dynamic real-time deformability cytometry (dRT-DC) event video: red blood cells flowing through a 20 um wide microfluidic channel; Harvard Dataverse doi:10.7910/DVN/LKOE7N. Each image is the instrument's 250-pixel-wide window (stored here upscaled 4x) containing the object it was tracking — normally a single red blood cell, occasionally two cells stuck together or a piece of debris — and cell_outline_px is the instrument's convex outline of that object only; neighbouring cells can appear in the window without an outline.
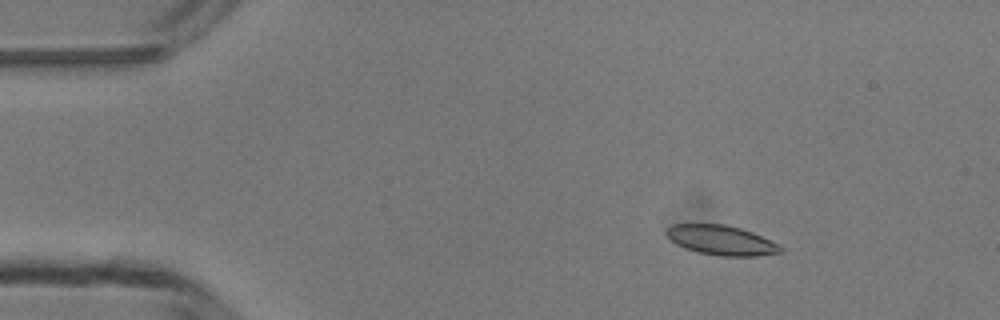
{"species": "common noctule bat (a hibernating species)", "species_latin": "Nyctalus noctula", "temperature_condition": "room temperature", "stored_images_in_passage": 43, "camera_frame_rate_fps": 3000, "um_per_image_px": 0.085, "animal": {"sex": "male", "body_mass_g": 13.3}, "frame": {"image": 1, "passage_image": 1, "time_ms": 0.0, "image_size_px": [1000, 320], "cell_outline_px": [[784, 248], [780, 252], [756, 256], [720, 256], [700, 252], [684, 248], [676, 244], [664, 232], [672, 224], [724, 224], [740, 228], [752, 232], [780, 244]], "centroid_in_image_um": [61.32, 20.41], "position_along_channel_um": 23.7, "area_um2": 19.65}}
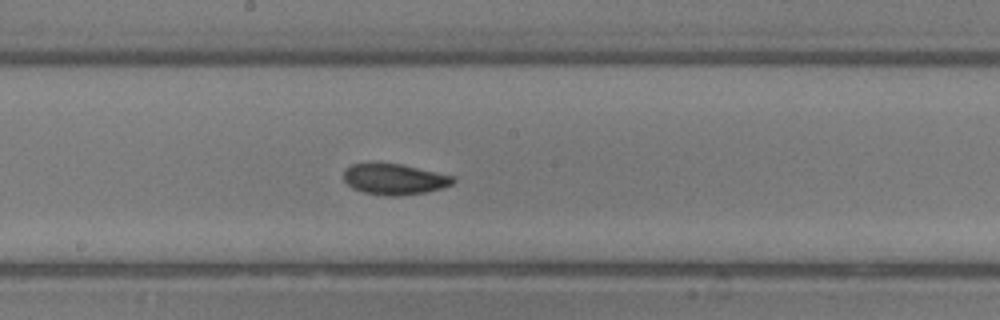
{"frame": {"image": 2, "passage_image": 20, "time_ms": 6.333, "image_size_px": [1000, 320], "cell_outline_px": [[456, 180], [452, 184], [444, 188], [424, 192], [400, 196], [388, 196], [364, 192], [352, 188], [344, 180], [344, 172], [352, 164], [400, 164], [456, 176]], "centroid_in_image_um": [33.58, 15.25], "position_along_channel_um": 214.6, "area_um2": 19.48}}
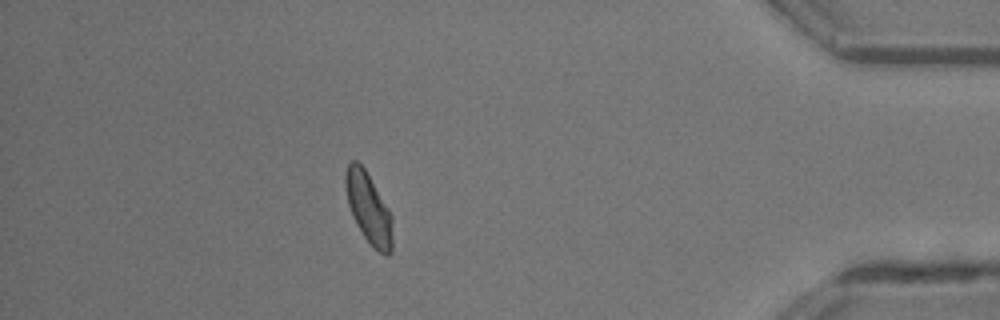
{"frame": {"image": 3, "passage_image": 37, "time_ms": 12.0, "image_size_px": [1000, 320], "cell_outline_px": [[392, 252], [388, 256], [384, 256], [372, 248], [364, 236], [352, 216], [348, 204], [344, 184], [344, 176], [348, 164], [352, 160], [356, 160], [364, 168], [388, 208], [392, 216]], "centroid_in_image_um": [31.33, 17.74], "position_along_channel_um": 403.9, "area_um2": 19.42}, "authors_computed_cell_mechanics": {"area_um2": 19.4208, "velocity_mm_per_s": 4.1951, "shape_relaxation_time_tau1_ms": 7.7506, "shape_relaxation_time_tau2_ms": 2.1938, "deformation_change_tau1": 0.1556, "deformation_change_tau2": 0.0739}}